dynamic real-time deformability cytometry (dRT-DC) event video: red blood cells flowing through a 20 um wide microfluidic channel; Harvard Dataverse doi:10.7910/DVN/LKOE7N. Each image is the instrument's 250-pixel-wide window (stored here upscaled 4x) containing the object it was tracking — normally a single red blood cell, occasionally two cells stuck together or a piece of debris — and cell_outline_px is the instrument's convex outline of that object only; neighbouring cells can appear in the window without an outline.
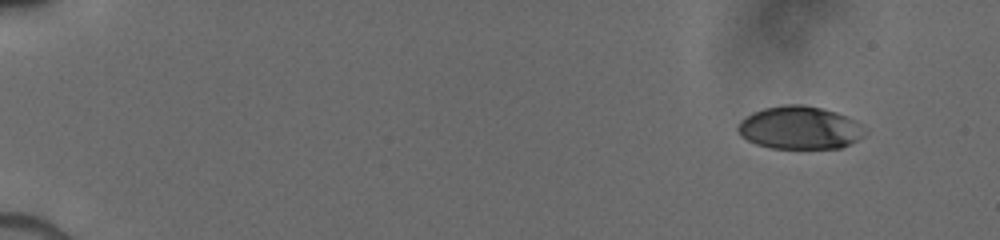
{"species": "human", "species_latin": "Homo sapiens", "temperature_condition": "cold", "stored_images_in_passage": 21, "camera_frame_rate_fps": 3000, "um_per_image_px": 0.085, "donor": {"sex": "male"}, "frame": {"image": 1, "passage_image": 1, "time_ms": 0.0, "image_size_px": [1000, 240], "cell_outline_px": [[868, 132], [864, 136], [840, 148], [772, 148], [756, 144], [740, 136], [736, 128], [740, 120], [752, 112], [764, 108], [784, 104], [804, 104], [836, 112], [856, 120]], "centroid_in_image_um": [67.96, 10.85], "position_along_channel_um": 17.0, "area_um2": 31.91}}
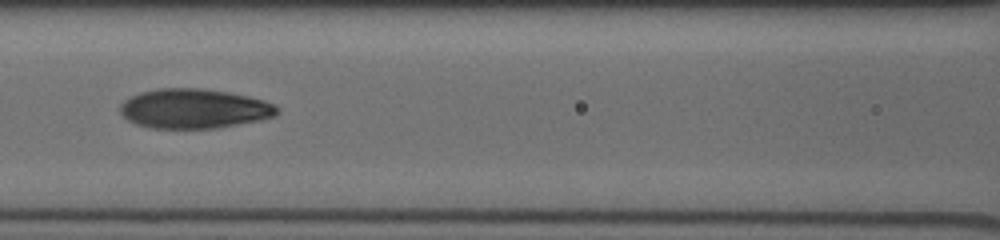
{"frame": {"image": 2, "passage_image": 15, "time_ms": 7.0, "image_size_px": [1000, 240], "cell_outline_px": [[280, 108], [276, 116], [260, 120], [216, 128], [152, 128], [136, 124], [128, 120], [120, 112], [120, 104], [124, 100], [140, 92], [160, 88], [200, 88], [228, 92], [248, 96], [264, 100]], "centroid_in_image_um": [16.5, 9.23], "position_along_channel_um": 150.1, "area_um2": 36.18}}
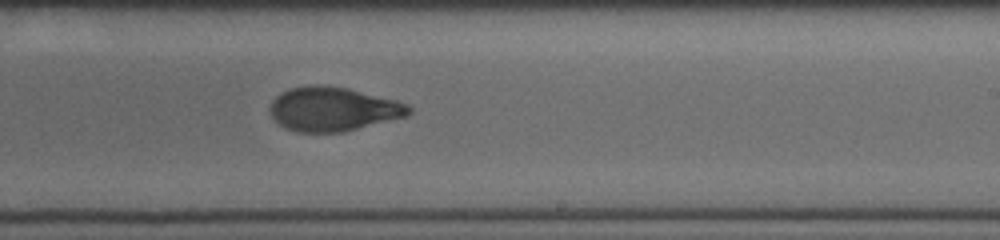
{"frame": {"image": 3, "passage_image": 21, "time_ms": 9.667, "image_size_px": [1000, 240], "cell_outline_px": [[412, 112], [408, 116], [344, 132], [296, 132], [284, 128], [272, 116], [268, 108], [272, 100], [280, 92], [292, 88], [320, 84], [324, 84], [348, 88], [396, 100], [408, 104], [412, 108]], "centroid_in_image_um": [28.32, 9.27], "position_along_channel_um": 260.7, "area_um2": 35.89}}